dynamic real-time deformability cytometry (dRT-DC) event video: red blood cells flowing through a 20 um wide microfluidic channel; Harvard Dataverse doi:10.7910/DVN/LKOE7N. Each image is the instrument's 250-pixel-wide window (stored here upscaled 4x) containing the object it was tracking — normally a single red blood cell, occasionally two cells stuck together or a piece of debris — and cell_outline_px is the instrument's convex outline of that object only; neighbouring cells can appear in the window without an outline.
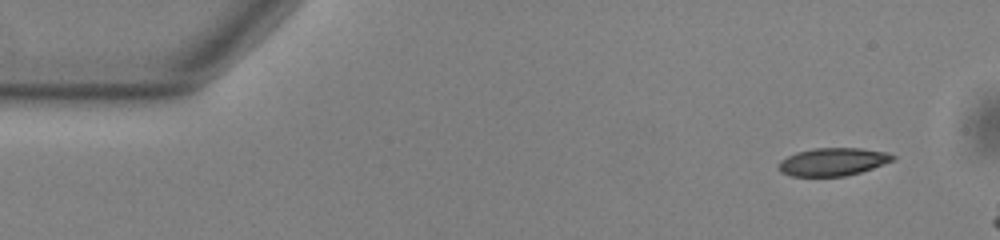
{"species": "common noctule bat (a hibernating species)", "species_latin": "Nyctalus noctula", "temperature_condition": "warm", "stored_images_in_passage": 46, "camera_frame_rate_fps": 3000, "um_per_image_px": 0.085, "animal": {"sex": "male", "body_mass_g": 13.0, "forearm_length_mm": 53.1}, "frame": {"image": 1, "passage_image": 1, "time_ms": 0.0, "image_size_px": [1000, 240], "cell_outline_px": [[896, 160], [860, 172], [844, 176], [792, 176], [780, 172], [776, 168], [776, 164], [780, 160], [796, 152], [812, 148], [860, 148], [888, 152], [896, 156]], "centroid_in_image_um": [70.77, 13.75], "position_along_channel_um": 14.2, "area_um2": 18.79}}
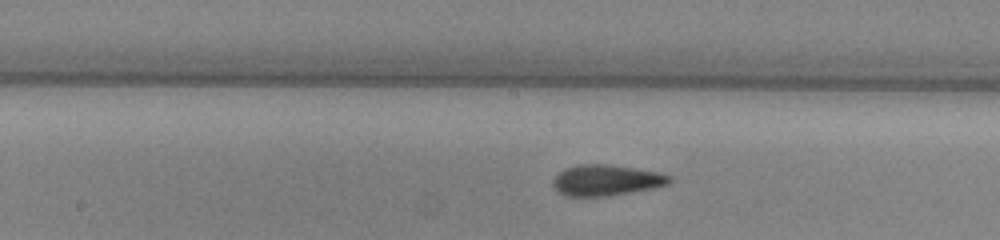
{"frame": {"image": 2, "passage_image": 24, "time_ms": 7.667, "image_size_px": [1000, 240], "cell_outline_px": [[672, 180], [668, 184], [652, 188], [608, 196], [564, 196], [552, 184], [552, 180], [564, 168], [576, 164], [608, 164], [660, 172], [672, 176]], "centroid_in_image_um": [51.53, 15.31], "position_along_channel_um": 196.7, "area_um2": 20.98}}
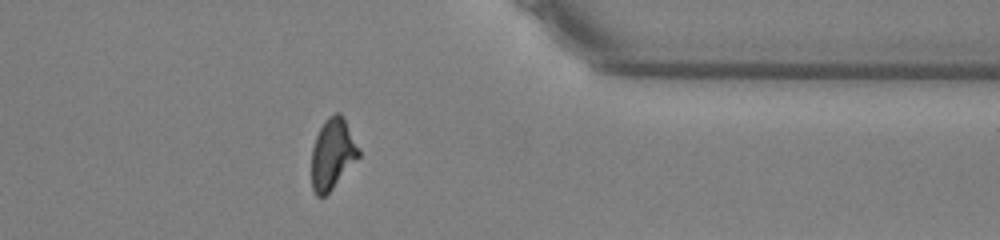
{"frame": {"image": 3, "passage_image": 40, "time_ms": 13.0, "image_size_px": [1000, 240], "cell_outline_px": [[360, 156], [332, 188], [324, 196], [316, 196], [312, 188], [312, 148], [316, 136], [324, 120], [328, 116], [336, 112], [340, 112], [360, 152]], "centroid_in_image_um": [28.23, 13.08], "position_along_channel_um": 383.2, "area_um2": 18.96}, "authors_computed_cell_mechanics": {"area_um2": 19.652, "velocity_mm_per_s": 3.7826, "shape_relaxation_time_tau1_ms": 5.0294, "shape_relaxation_time_tau2_ms": 2.7417, "deformation_change_tau1": 0.1762, "deformation_change_tau2": 0.122}}